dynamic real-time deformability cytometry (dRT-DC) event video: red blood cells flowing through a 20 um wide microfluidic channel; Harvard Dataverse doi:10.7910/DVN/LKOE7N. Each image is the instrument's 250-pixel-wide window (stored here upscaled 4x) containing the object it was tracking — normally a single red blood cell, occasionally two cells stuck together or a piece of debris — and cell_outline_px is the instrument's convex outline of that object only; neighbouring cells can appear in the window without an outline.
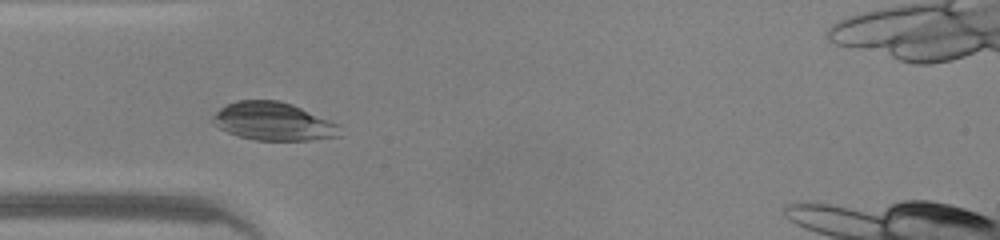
{"species": "common noctule bat (a hibernating species)", "species_latin": "Nyctalus noctula", "temperature_condition": "warm", "stored_images_in_passage": 38, "camera_frame_rate_fps": 3000, "um_per_image_px": 0.085, "animal": {"sex": "male", "body_mass_g": 20.0, "forearm_length_mm": 53.3}, "frame": {"image": 1, "passage_image": 4, "time_ms": 1.0, "image_size_px": [1000, 240], "cell_outline_px": [[340, 136], [312, 140], [256, 140], [240, 136], [228, 132], [212, 124], [208, 120], [220, 108], [236, 100], [280, 100], [292, 104], [340, 124]], "centroid_in_image_um": [23.22, 10.31], "position_along_channel_um": 61.8, "area_um2": 28.38}}
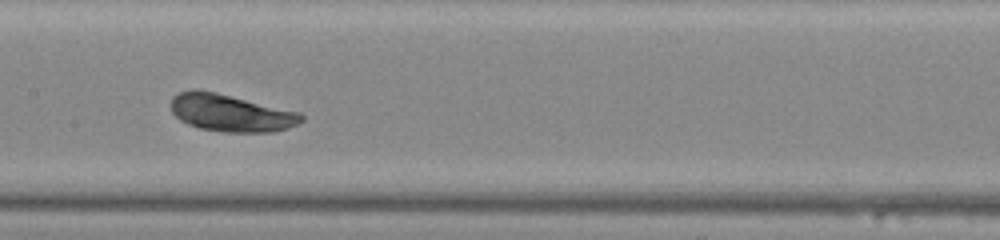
{"frame": {"image": 2, "passage_image": 13, "time_ms": 4.0, "image_size_px": [1000, 240], "cell_outline_px": [[304, 120], [288, 128], [272, 132], [224, 132], [200, 128], [188, 124], [180, 120], [172, 112], [172, 96], [180, 92], [192, 88], [196, 88], [216, 92], [300, 112], [304, 116]], "centroid_in_image_um": [19.61, 9.59], "position_along_channel_um": 187.8, "area_um2": 28.38}}
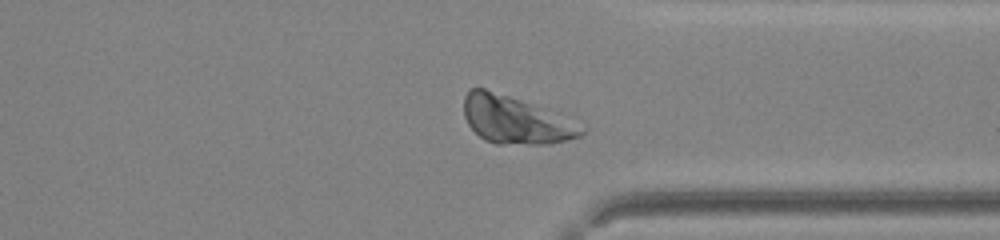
{"frame": {"image": 3, "passage_image": 26, "time_ms": 8.333, "image_size_px": [1000, 240], "cell_outline_px": [[588, 128], [580, 136], [548, 144], [496, 144], [484, 140], [468, 124], [464, 116], [464, 96], [472, 88], [484, 88], [548, 108]], "centroid_in_image_um": [43.85, 10.19], "position_along_channel_um": 367.6, "area_um2": 32.77}}